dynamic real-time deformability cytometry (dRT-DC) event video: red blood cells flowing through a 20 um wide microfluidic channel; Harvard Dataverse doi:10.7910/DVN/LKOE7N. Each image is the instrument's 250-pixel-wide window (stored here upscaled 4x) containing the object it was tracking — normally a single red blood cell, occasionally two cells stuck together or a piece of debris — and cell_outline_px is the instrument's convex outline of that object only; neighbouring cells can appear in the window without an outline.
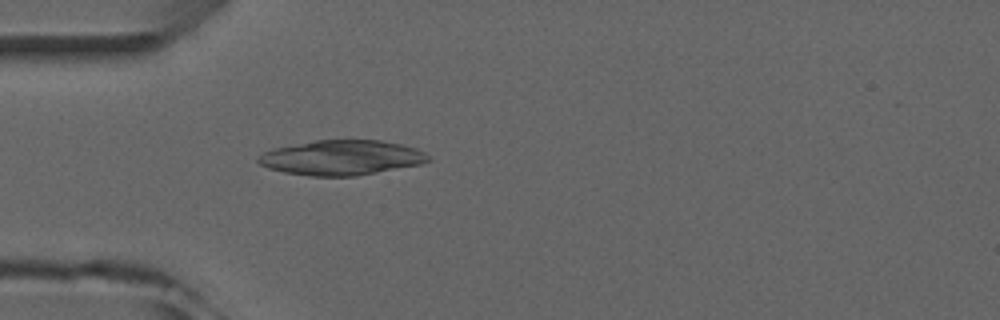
{"species": "common noctule bat (a hibernating species)", "species_latin": "Nyctalus noctula", "temperature_condition": "room temperature", "stored_images_in_passage": 4, "camera_frame_rate_fps": 3000, "um_per_image_px": 0.085, "animal": {"sex": "male", "forearm_length_mm": 52.5}, "frame": {"image": 1, "passage_image": 4, "time_ms": 3.667, "image_size_px": [1000, 320], "cell_outline_px": [[432, 160], [424, 164], [356, 176], [312, 176], [284, 172], [268, 168], [260, 164], [256, 160], [256, 156], [272, 148], [316, 140], [380, 140], [400, 144], [416, 148], [424, 152]], "centroid_in_image_um": [29.04, 13.4], "position_along_channel_um": 56.0, "area_um2": 34.8}}